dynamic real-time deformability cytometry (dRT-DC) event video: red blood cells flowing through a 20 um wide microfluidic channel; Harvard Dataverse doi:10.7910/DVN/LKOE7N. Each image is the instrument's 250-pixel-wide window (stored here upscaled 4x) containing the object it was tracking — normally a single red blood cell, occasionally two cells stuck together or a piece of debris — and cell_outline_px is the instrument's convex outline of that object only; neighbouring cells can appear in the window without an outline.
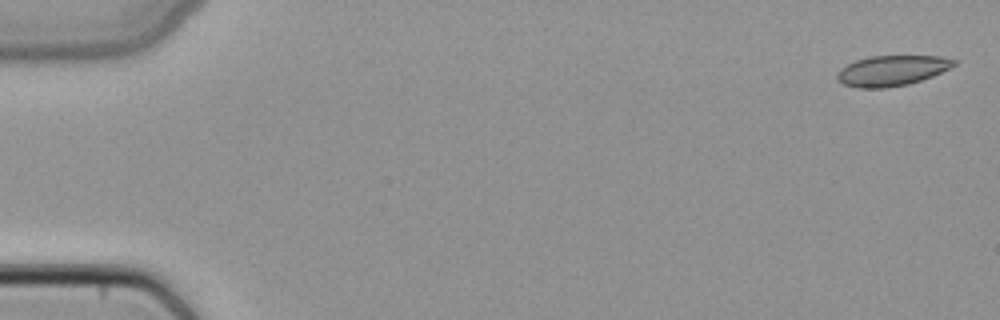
{"species": "common noctule bat (a hibernating species)", "species_latin": "Nyctalus noctula", "temperature_condition": "cold", "stored_images_in_passage": 5, "camera_frame_rate_fps": 3000, "um_per_image_px": 0.085, "animal": {"sex": "female", "body_mass_g": 22.7, "forearm_length_mm": 54.2}, "frame": {"image": 1, "passage_image": 1, "time_ms": 0.0, "image_size_px": [1000, 320], "cell_outline_px": [[956, 64], [932, 76], [908, 84], [884, 88], [856, 88], [844, 84], [836, 80], [836, 72], [840, 68], [856, 60], [868, 56], [940, 56], [956, 60]], "centroid_in_image_um": [75.74, 6.0], "position_along_channel_um": 9.3, "area_um2": 20.63}}
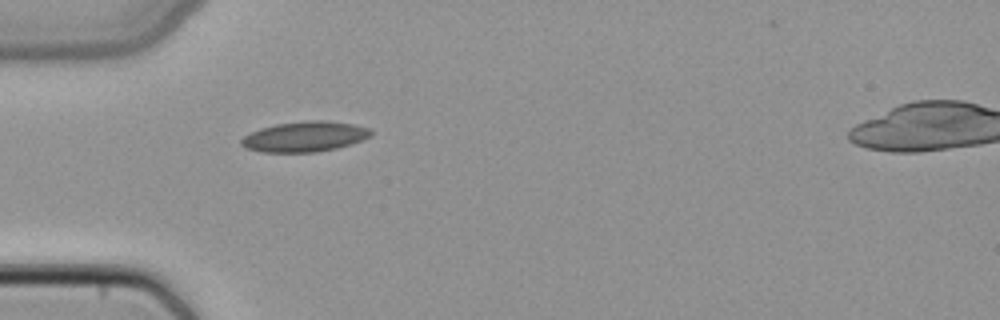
{"frame": {"image": 2, "passage_image": 4, "time_ms": 1.0, "image_size_px": [1000, 320], "cell_outline_px": [[372, 136], [336, 148], [316, 152], [260, 152], [244, 148], [240, 144], [240, 140], [244, 136], [260, 128], [276, 124], [304, 120], [328, 120], [352, 124], [372, 128]], "centroid_in_image_um": [25.88, 11.6], "position_along_channel_um": 59.1, "area_um2": 23.0}}